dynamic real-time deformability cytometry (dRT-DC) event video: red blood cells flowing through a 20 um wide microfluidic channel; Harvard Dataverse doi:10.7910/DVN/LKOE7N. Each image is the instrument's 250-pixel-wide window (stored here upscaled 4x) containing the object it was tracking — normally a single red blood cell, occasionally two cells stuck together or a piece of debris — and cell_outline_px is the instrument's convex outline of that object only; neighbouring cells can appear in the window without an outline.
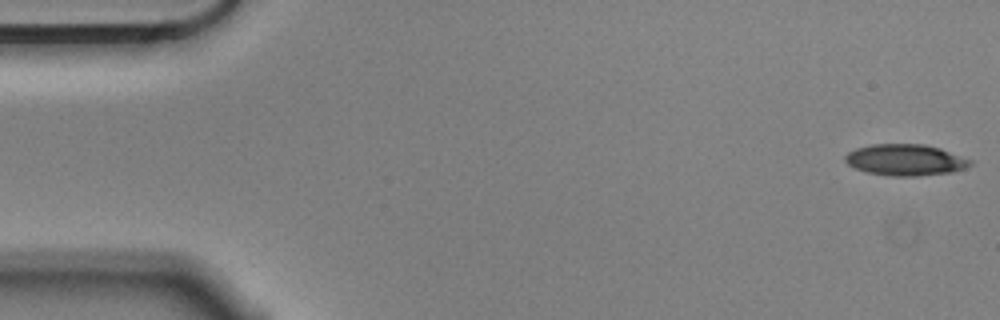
{"species": "Egyptian fruit bat (a non-hibernating species)", "species_latin": "Rousettus aegyptiacus", "temperature_condition": "cold", "stored_images_in_passage": 55, "camera_frame_rate_fps": 3000, "um_per_image_px": 0.085, "animal": {"sex": "male"}, "frame": {"image": 1, "passage_image": 1, "time_ms": 0.0, "image_size_px": [1000, 320], "cell_outline_px": [[972, 164], [964, 168], [952, 172], [916, 176], [892, 176], [868, 172], [856, 168], [848, 164], [844, 160], [844, 156], [848, 152], [856, 148], [872, 144], [924, 144], [940, 148], [972, 160]], "centroid_in_image_um": [76.95, 13.59], "position_along_channel_um": 8.0, "area_um2": 22.72}}
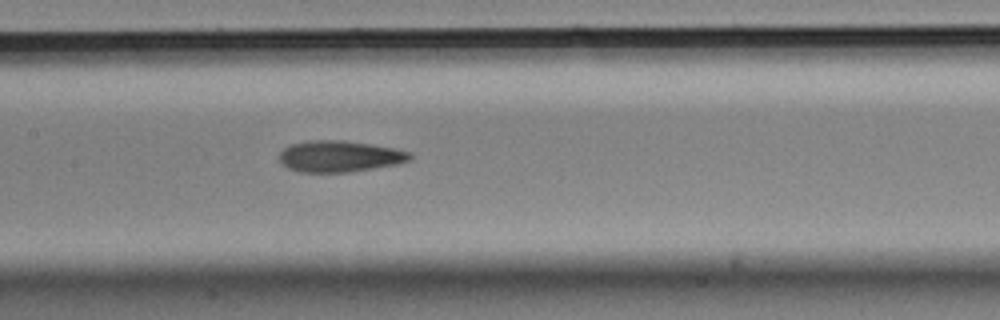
{"frame": {"image": 2, "passage_image": 26, "time_ms": 8.333, "image_size_px": [1000, 320], "cell_outline_px": [[412, 160], [396, 164], [348, 172], [296, 172], [288, 168], [280, 160], [280, 152], [284, 148], [292, 144], [308, 140], [344, 140], [372, 144], [396, 148], [412, 152]], "centroid_in_image_um": [28.9, 13.28], "position_along_channel_um": 178.5, "area_um2": 23.93}}
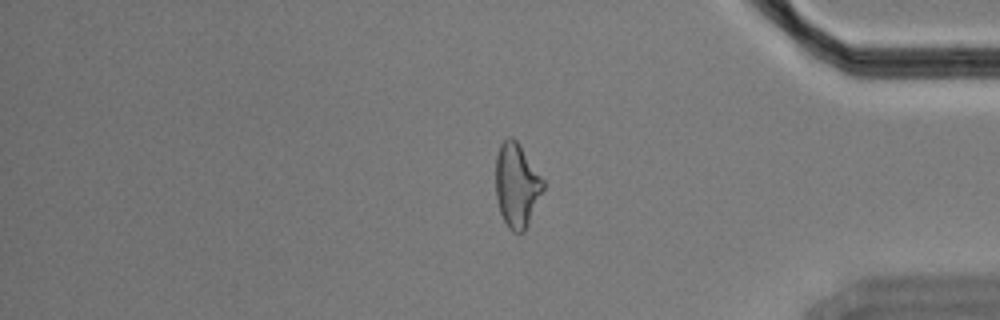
{"frame": {"image": 3, "passage_image": 46, "time_ms": 15.0, "image_size_px": [1000, 320], "cell_outline_px": [[544, 188], [528, 224], [524, 232], [512, 232], [508, 228], [500, 212], [496, 196], [496, 156], [500, 144], [508, 136], [512, 136], [520, 144], [544, 180]], "centroid_in_image_um": [43.92, 15.72], "position_along_channel_um": 391.3, "area_um2": 23.24}, "authors_computed_cell_mechanics": {"area_um2": 23.698, "velocity_mm_per_s": 3.5642, "shape_relaxation_time_tau1_ms": 8.3157, "shape_relaxation_time_tau2_ms": 4.8, "deformation_change_tau1": 0.1807, "deformation_change_tau2": 0.1467}}